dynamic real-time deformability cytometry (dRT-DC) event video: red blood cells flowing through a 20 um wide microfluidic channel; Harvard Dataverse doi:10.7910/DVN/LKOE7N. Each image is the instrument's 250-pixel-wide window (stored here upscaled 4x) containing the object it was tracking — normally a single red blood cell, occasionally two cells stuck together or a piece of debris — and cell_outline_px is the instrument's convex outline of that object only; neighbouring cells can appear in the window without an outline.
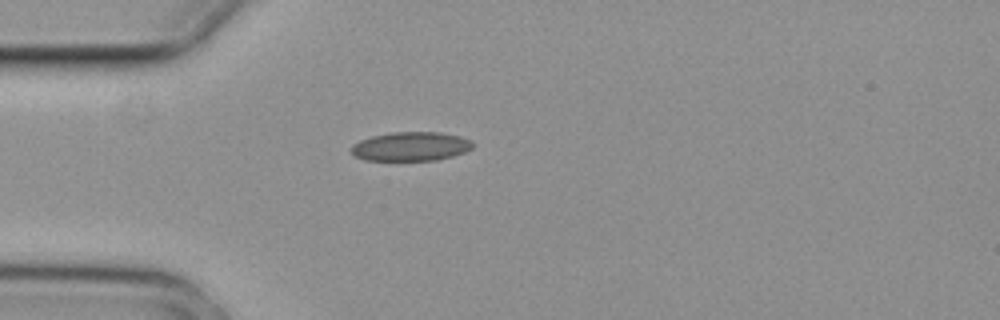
{"species": "common noctule bat (a hibernating species)", "species_latin": "Nyctalus noctula", "temperature_condition": "cold", "stored_images_in_passage": 1, "camera_frame_rate_fps": 3000, "um_per_image_px": 0.085, "animal": {"sex": "female", "body_mass_g": 29.2, "forearm_length_mm": 56.3}, "frame": {"image": 1, "passage_image": 1, "time_ms": 0.0, "image_size_px": [1000, 320], "cell_outline_px": [[472, 148], [464, 152], [452, 156], [436, 160], [364, 160], [356, 156], [352, 152], [352, 144], [360, 140], [372, 136], [392, 132], [440, 132], [460, 136], [472, 140]], "centroid_in_image_um": [34.93, 12.44], "position_along_channel_um": 50.1, "area_um2": 20.46}}